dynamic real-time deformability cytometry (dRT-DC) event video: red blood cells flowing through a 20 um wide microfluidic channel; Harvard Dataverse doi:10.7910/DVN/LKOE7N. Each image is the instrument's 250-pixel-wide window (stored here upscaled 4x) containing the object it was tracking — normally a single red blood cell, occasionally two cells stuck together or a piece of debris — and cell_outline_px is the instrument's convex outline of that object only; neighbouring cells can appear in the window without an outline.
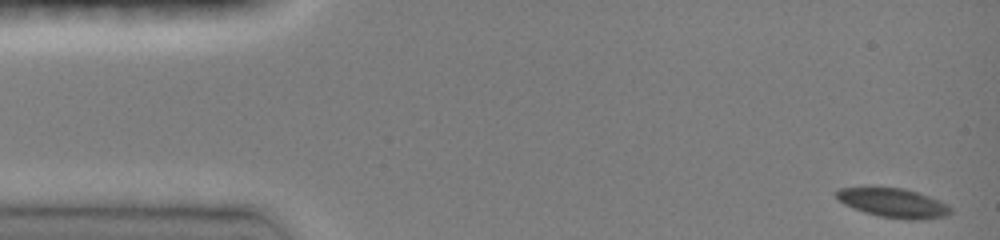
{"species": "common noctule bat (a hibernating species)", "species_latin": "Nyctalus noctula", "temperature_condition": "room temperature", "stored_images_in_passage": 45, "camera_frame_rate_fps": 3000, "um_per_image_px": 0.085, "animal": {"sex": "female", "body_mass_g": 19.0, "forearm_length_mm": 51.5}, "frame": {"image": 1, "passage_image": 1, "time_ms": 0.0, "image_size_px": [1000, 240], "cell_outline_px": [[952, 212], [944, 216], [920, 220], [908, 220], [880, 216], [864, 212], [844, 204], [836, 196], [836, 192], [840, 188], [904, 188], [940, 200], [948, 204], [952, 208]], "centroid_in_image_um": [75.98, 17.26], "position_along_channel_um": 9.0, "area_um2": 19.19}}
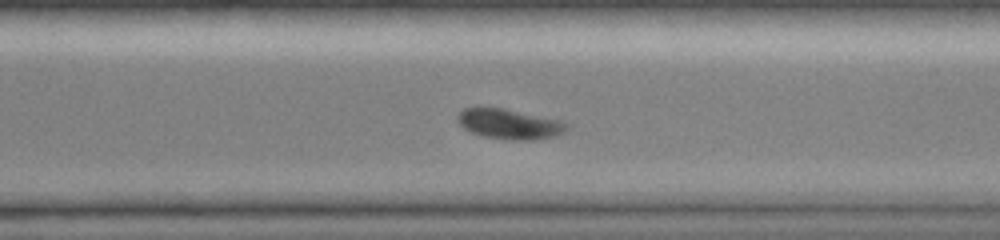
{"frame": {"image": 2, "passage_image": 33, "time_ms": 10.667, "image_size_px": [1000, 240], "cell_outline_px": [[572, 124], [564, 132], [552, 136], [532, 140], [516, 140], [484, 136], [472, 132], [464, 128], [460, 124], [456, 116], [464, 108], [480, 104], [504, 108], [560, 120]], "centroid_in_image_um": [43.27, 10.49], "position_along_channel_um": 327.3, "area_um2": 19.48}}
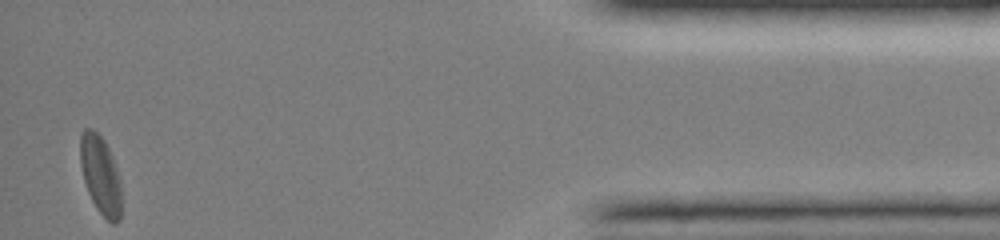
{"frame": {"image": 3, "passage_image": 45, "time_ms": 14.667, "image_size_px": [1000, 240], "cell_outline_px": [[120, 220], [116, 224], [112, 224], [96, 208], [88, 192], [84, 180], [80, 164], [80, 136], [84, 128], [92, 128], [104, 140], [112, 156], [120, 180]], "centroid_in_image_um": [8.53, 14.86], "position_along_channel_um": 426.7, "area_um2": 18.67}, "authors_computed_cell_mechanics": {"area_um2": 19.5942, "velocity_mm_per_s": 4.055, "shape_relaxation_time_tau1_ms": 1.942, "shape_relaxation_time_tau2_ms": null, "deformation_change_tau1": 0.102, "deformation_change_tau2": null}}